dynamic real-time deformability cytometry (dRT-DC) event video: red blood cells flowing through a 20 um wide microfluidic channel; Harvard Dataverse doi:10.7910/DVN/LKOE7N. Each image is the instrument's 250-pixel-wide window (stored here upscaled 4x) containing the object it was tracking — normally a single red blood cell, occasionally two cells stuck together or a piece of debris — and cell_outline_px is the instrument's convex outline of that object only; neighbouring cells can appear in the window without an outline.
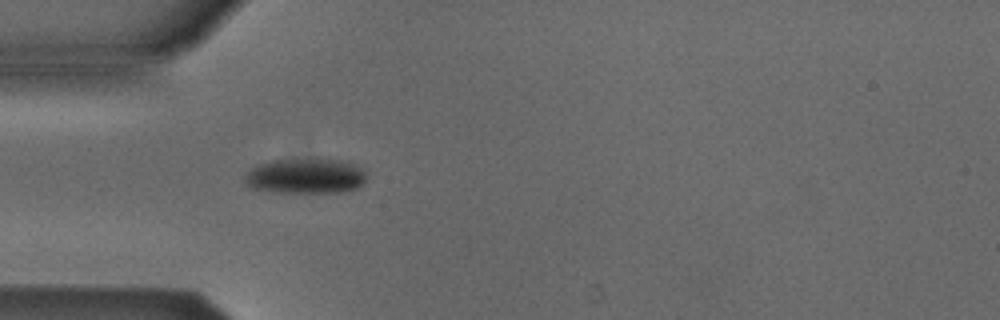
{"species": "Egyptian fruit bat (a non-hibernating species)", "species_latin": "Rousettus aegyptiacus", "temperature_condition": "cold", "stored_images_in_passage": 1, "camera_frame_rate_fps": 3000, "um_per_image_px": 0.085, "animal": {"sex": "male"}, "frame": {"image": 1, "passage_image": 1, "time_ms": 0.0, "image_size_px": [1000, 320], "cell_outline_px": [[364, 184], [356, 188], [340, 192], [272, 192], [252, 188], [244, 184], [244, 176], [252, 168], [260, 164], [272, 160], [344, 160], [364, 168]], "centroid_in_image_um": [25.96, 14.98], "position_along_channel_um": 59.0, "area_um2": 24.74}}